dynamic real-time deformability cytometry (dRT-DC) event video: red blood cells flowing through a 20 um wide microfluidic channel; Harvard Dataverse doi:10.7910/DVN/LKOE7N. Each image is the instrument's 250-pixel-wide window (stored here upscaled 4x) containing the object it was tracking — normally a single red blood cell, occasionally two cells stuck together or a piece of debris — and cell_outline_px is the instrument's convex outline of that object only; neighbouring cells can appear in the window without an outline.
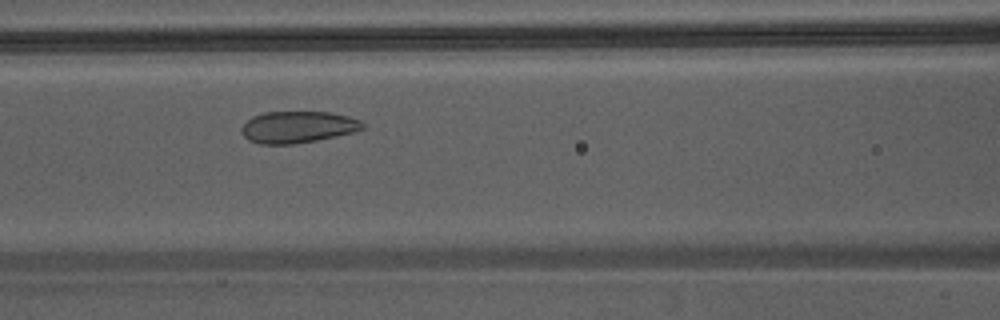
{"species": "Egyptian fruit bat (a non-hibernating species)", "species_latin": "Rousettus aegyptiacus", "temperature_condition": "warm", "stored_images_in_passage": 29, "camera_frame_rate_fps": 3000, "um_per_image_px": 0.085, "animal": {"sex": "male"}, "frame": {"image": 1, "passage_image": 7, "time_ms": 2.0, "image_size_px": [1000, 320], "cell_outline_px": [[364, 128], [356, 132], [316, 140], [292, 144], [260, 144], [248, 140], [240, 132], [240, 128], [252, 116], [264, 112], [332, 112], [348, 116], [360, 120], [364, 124]], "centroid_in_image_um": [25.31, 10.8], "position_along_channel_um": 141.3, "area_um2": 22.48}}
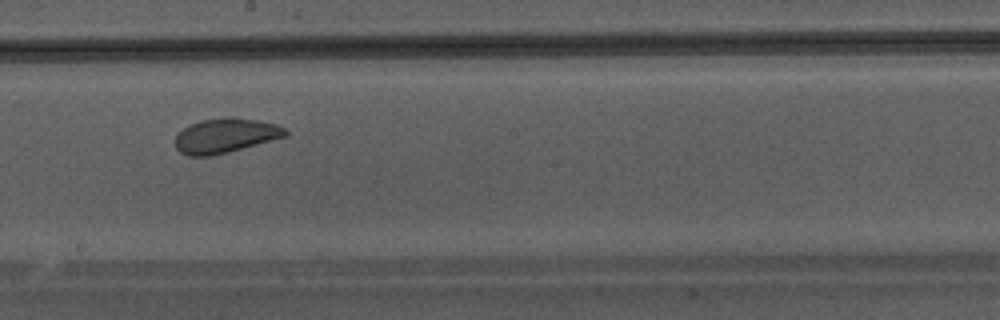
{"frame": {"image": 2, "passage_image": 13, "time_ms": 4.0, "image_size_px": [1000, 320], "cell_outline_px": [[288, 136], [228, 152], [212, 156], [188, 156], [180, 152], [176, 148], [176, 136], [184, 128], [192, 124], [204, 120], [256, 120], [276, 124], [284, 128], [288, 132]], "centroid_in_image_um": [19.17, 11.59], "position_along_channel_um": 229.0, "area_um2": 21.27}}
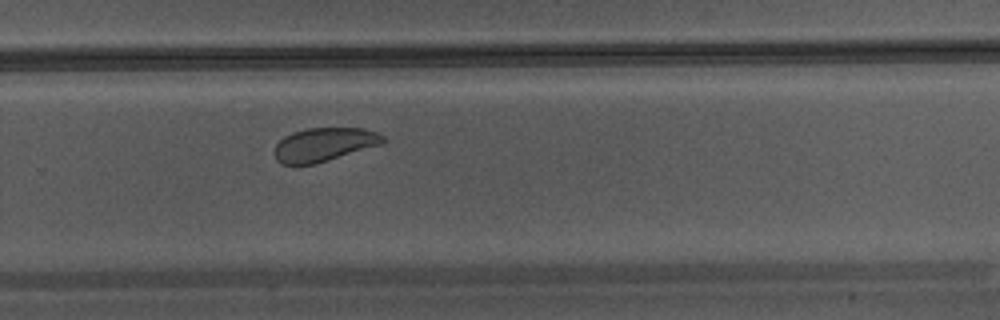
{"frame": {"image": 3, "passage_image": 18, "time_ms": 5.667, "image_size_px": [1000, 320], "cell_outline_px": [[384, 140], [380, 144], [316, 164], [280, 164], [276, 160], [276, 144], [284, 136], [292, 132], [308, 128], [364, 128], [376, 132], [384, 136]], "centroid_in_image_um": [27.52, 12.28], "position_along_channel_um": 302.3, "area_um2": 20.98}}